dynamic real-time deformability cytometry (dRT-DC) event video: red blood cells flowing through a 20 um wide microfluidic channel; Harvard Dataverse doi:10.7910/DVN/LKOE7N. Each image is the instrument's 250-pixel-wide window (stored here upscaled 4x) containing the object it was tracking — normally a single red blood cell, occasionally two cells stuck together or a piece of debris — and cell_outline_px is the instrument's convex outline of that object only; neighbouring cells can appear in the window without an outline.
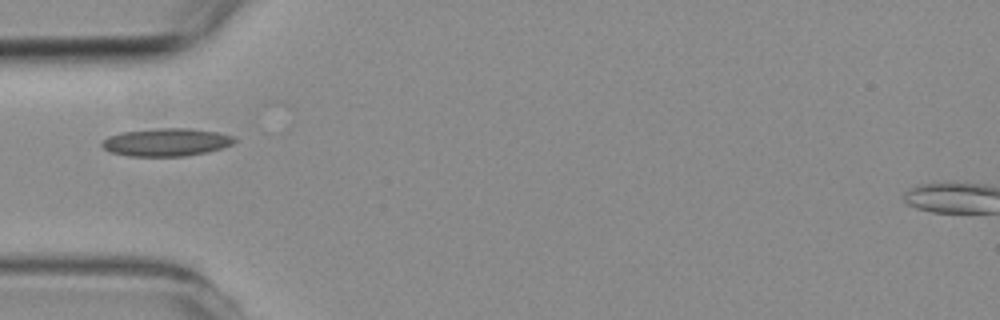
{"species": "common noctule bat (a hibernating species)", "species_latin": "Nyctalus noctula", "temperature_condition": "room temperature", "stored_images_in_passage": 1, "camera_frame_rate_fps": 3000, "um_per_image_px": 0.085, "animal": {"sex": "female", "body_mass_g": 19.3, "forearm_length_mm": 54.1}, "frame": {"image": 1, "passage_image": 1, "time_ms": 0.0, "image_size_px": [1000, 320], "cell_outline_px": [[236, 140], [232, 144], [220, 148], [204, 152], [184, 156], [128, 156], [108, 152], [100, 144], [108, 136], [120, 132], [156, 128], [188, 128], [216, 132], [232, 136]], "centroid_in_image_um": [14.07, 12.08], "position_along_channel_um": 70.9, "area_um2": 21.39}}